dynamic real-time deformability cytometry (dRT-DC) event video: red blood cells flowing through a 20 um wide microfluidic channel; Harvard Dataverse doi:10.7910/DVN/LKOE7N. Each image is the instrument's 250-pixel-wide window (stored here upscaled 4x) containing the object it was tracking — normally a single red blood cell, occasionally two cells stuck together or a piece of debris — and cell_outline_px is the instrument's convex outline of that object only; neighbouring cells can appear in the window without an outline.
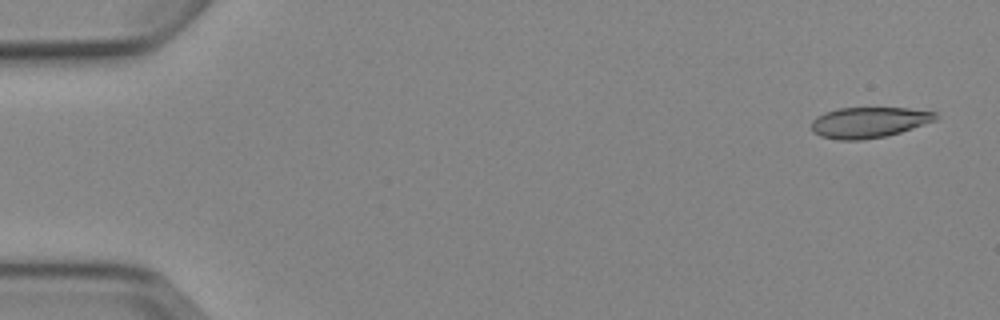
{"species": "Egyptian fruit bat (a non-hibernating species)", "species_latin": "Rousettus aegyptiacus", "temperature_condition": "cold", "stored_images_in_passage": 5, "camera_frame_rate_fps": 3000, "um_per_image_px": 0.085, "animal": {"sex": "female"}, "frame": {"image": 1, "passage_image": 1, "time_ms": 0.0, "image_size_px": [1000, 320], "cell_outline_px": [[940, 116], [936, 120], [888, 136], [860, 140], [840, 140], [820, 136], [812, 132], [812, 120], [816, 116], [824, 112], [840, 108], [908, 108], [936, 112]], "centroid_in_image_um": [73.85, 10.4], "position_along_channel_um": 11.2, "area_um2": 22.31}}
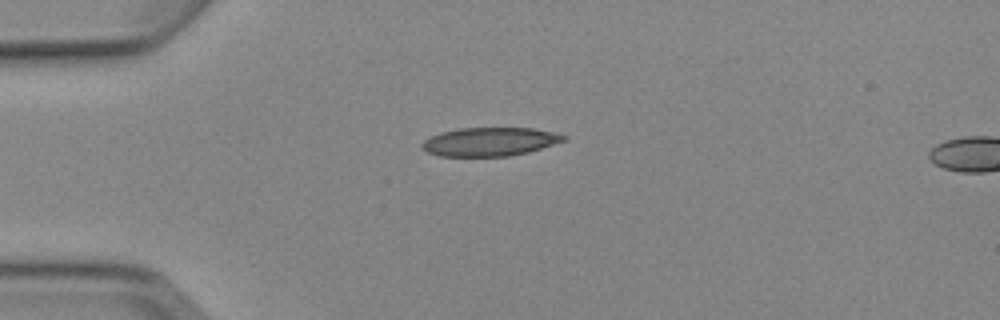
{"frame": {"image": 2, "passage_image": 4, "time_ms": 3.667, "image_size_px": [1000, 320], "cell_outline_px": [[568, 136], [564, 140], [528, 152], [508, 156], [440, 156], [428, 152], [420, 148], [420, 144], [424, 140], [440, 132], [460, 128], [532, 128], [552, 132]], "centroid_in_image_um": [41.57, 12.04], "position_along_channel_um": 43.4, "area_um2": 23.41}}